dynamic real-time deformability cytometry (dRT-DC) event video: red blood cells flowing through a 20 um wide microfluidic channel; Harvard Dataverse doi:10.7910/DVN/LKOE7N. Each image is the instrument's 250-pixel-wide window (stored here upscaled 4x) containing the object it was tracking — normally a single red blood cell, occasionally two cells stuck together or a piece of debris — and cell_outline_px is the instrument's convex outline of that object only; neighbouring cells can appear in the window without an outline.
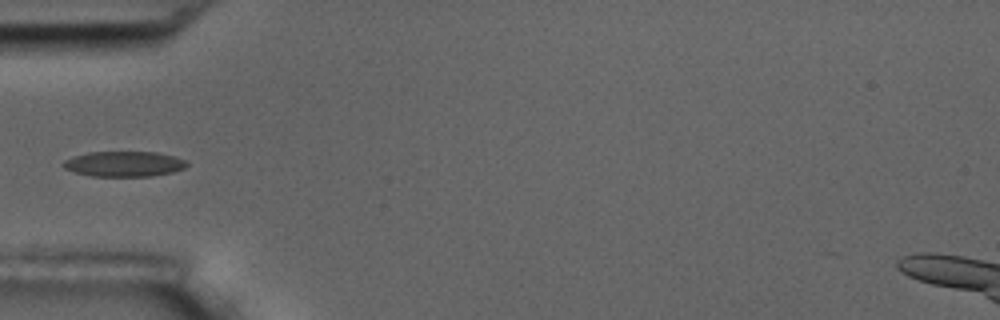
{"species": "common noctule bat (a hibernating species)", "species_latin": "Nyctalus noctula", "temperature_condition": "room temperature", "stored_images_in_passage": 5, "camera_frame_rate_fps": 3000, "um_per_image_px": 0.085, "animal": {"sex": "male", "body_mass_g": 17.5, "forearm_length_mm": 52.3}, "frame": {"image": 1, "passage_image": 5, "time_ms": 4.667, "image_size_px": [1000, 320], "cell_outline_px": [[188, 164], [184, 168], [172, 172], [152, 176], [92, 176], [76, 172], [64, 168], [60, 164], [64, 160], [88, 152], [156, 152], [176, 156], [184, 160]], "centroid_in_image_um": [10.55, 13.93], "position_along_channel_um": 74.5, "area_um2": 18.15}}